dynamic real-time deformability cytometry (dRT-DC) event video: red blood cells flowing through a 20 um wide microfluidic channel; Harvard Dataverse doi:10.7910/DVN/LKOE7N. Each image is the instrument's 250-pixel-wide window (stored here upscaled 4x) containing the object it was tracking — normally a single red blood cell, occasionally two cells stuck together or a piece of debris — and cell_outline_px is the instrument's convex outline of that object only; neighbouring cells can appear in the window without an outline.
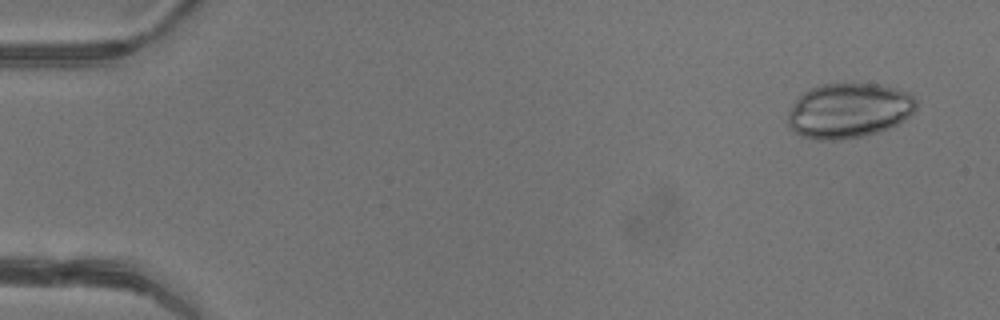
{"species": "common noctule bat (a hibernating species)", "species_latin": "Nyctalus noctula", "temperature_condition": "warm", "stored_images_in_passage": 13, "camera_frame_rate_fps": 3000, "um_per_image_px": 0.085, "animal": {"sex": "female"}, "frame": {"image": 1, "passage_image": 3, "time_ms": 0.667, "image_size_px": [1000, 320], "cell_outline_px": [[916, 108], [904, 120], [888, 128], [864, 136], [840, 140], [816, 140], [800, 136], [792, 132], [788, 124], [788, 112], [792, 104], [804, 92], [820, 84], [876, 84], [896, 88], [912, 92], [916, 100]], "centroid_in_image_um": [72.13, 9.41], "position_along_channel_um": 12.9, "area_um2": 41.33}}